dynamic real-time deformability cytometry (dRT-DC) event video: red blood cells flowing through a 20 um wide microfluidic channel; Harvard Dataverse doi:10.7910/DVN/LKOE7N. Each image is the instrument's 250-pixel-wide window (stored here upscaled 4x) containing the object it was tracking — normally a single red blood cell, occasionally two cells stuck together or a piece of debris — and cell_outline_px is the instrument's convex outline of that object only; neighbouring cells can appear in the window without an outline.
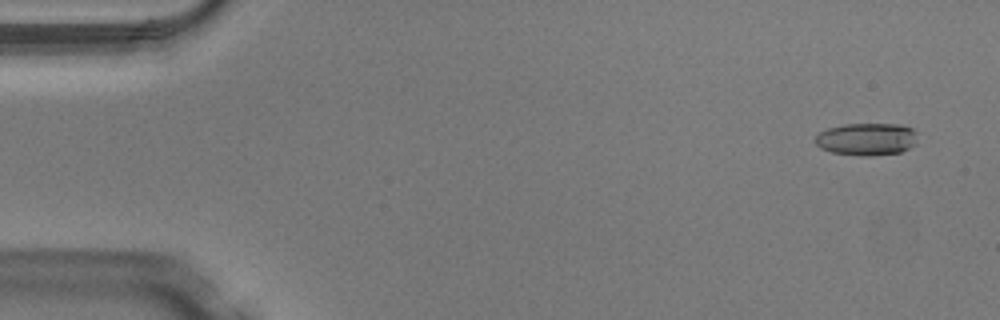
{"species": "Egyptian fruit bat (a non-hibernating species)", "species_latin": "Rousettus aegyptiacus", "temperature_condition": "warm", "stored_images_in_passage": 49, "camera_frame_rate_fps": 3000, "um_per_image_px": 0.085, "animal": {"sex": "male"}, "frame": {"image": 1, "passage_image": 3, "time_ms": 0.667, "image_size_px": [1000, 320], "cell_outline_px": [[916, 144], [900, 152], [868, 156], [860, 156], [832, 152], [820, 148], [816, 144], [816, 136], [820, 132], [828, 128], [844, 124], [900, 124], [912, 128], [916, 132]], "centroid_in_image_um": [73.67, 11.82], "position_along_channel_um": 11.3, "area_um2": 19.31}}
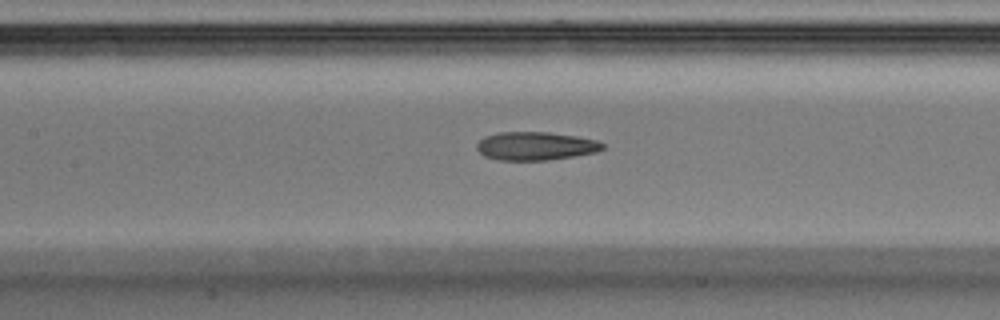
{"frame": {"image": 2, "passage_image": 23, "time_ms": 7.333, "image_size_px": [1000, 320], "cell_outline_px": [[604, 148], [596, 152], [548, 160], [500, 160], [484, 156], [476, 148], [476, 144], [484, 136], [500, 132], [548, 132], [576, 136], [596, 140], [604, 144]], "centroid_in_image_um": [45.5, 12.41], "position_along_channel_um": 161.9, "area_um2": 20.69}}
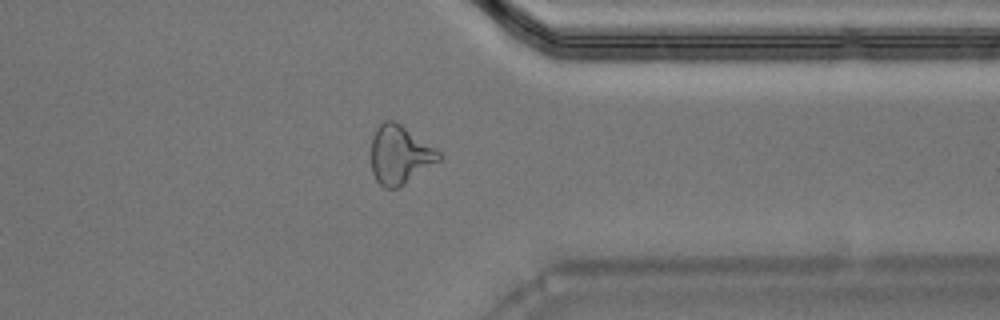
{"frame": {"image": 3, "passage_image": 39, "time_ms": 12.667, "image_size_px": [1000, 320], "cell_outline_px": [[444, 156], [440, 160], [400, 188], [384, 188], [376, 180], [372, 172], [372, 136], [376, 128], [384, 120], [396, 120], [436, 148]], "centroid_in_image_um": [34.0, 13.15], "position_along_channel_um": 377.4, "area_um2": 23.41}}